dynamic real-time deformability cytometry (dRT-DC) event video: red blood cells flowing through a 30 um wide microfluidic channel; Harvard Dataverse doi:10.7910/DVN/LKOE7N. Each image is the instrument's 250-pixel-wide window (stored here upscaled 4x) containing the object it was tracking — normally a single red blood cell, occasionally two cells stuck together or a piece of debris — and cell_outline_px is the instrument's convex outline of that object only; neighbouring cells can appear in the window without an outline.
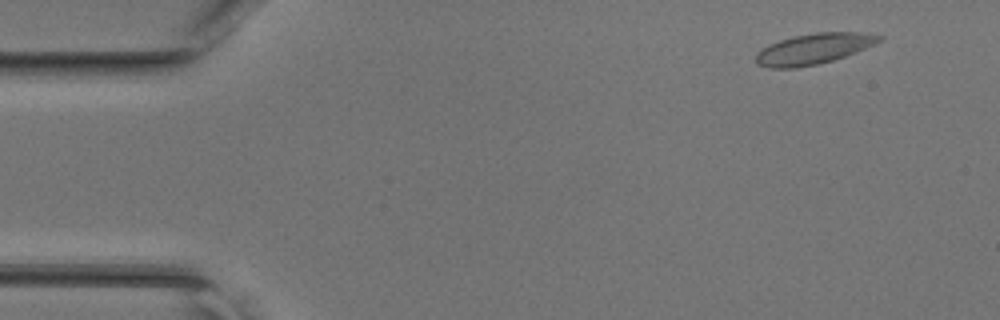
{"species": "common noctule bat (a hibernating species)", "species_latin": "Nyctalus noctula", "temperature_condition": "room temperature", "stored_images_in_passage": 46, "camera_frame_rate_fps": 3000, "um_per_image_px": 0.085, "animal": {"sex": "female", "body_mass_g": 17.0, "forearm_length_mm": 48.0}, "frame": {"image": 1, "passage_image": 4, "time_ms": 1.0, "image_size_px": [1000, 320], "cell_outline_px": [[884, 40], [876, 44], [856, 52], [832, 60], [816, 64], [796, 68], [768, 68], [756, 64], [756, 52], [780, 40], [792, 36], [816, 32], [860, 32], [884, 36]], "centroid_in_image_um": [69.19, 4.14], "position_along_channel_um": 15.8, "area_um2": 22.02}}
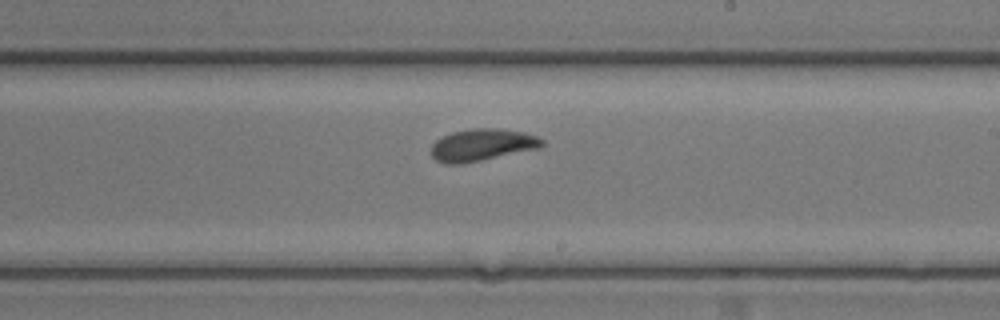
{"frame": {"image": 2, "passage_image": 27, "time_ms": 8.667, "image_size_px": [1000, 320], "cell_outline_px": [[544, 144], [540, 148], [460, 164], [444, 164], [436, 160], [432, 156], [432, 144], [436, 140], [452, 132], [472, 128], [496, 128], [524, 132], [536, 136], [544, 140]], "centroid_in_image_um": [40.98, 12.31], "position_along_channel_um": 248.0, "area_um2": 20.58}}
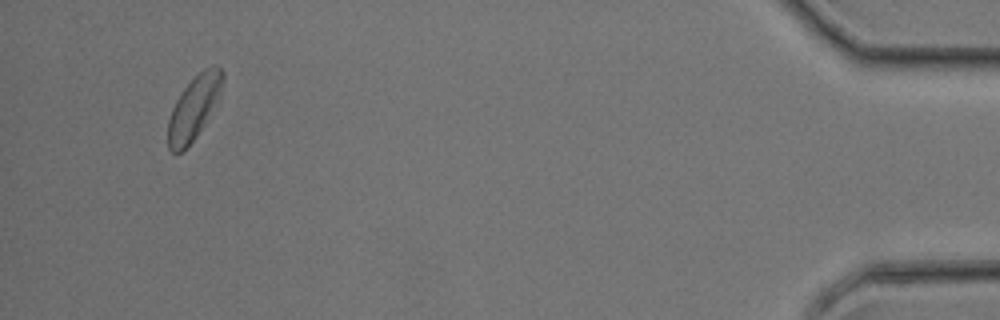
{"frame": {"image": 3, "passage_image": 44, "time_ms": 14.333, "image_size_px": [1000, 320], "cell_outline_px": [[224, 80], [196, 136], [176, 156], [168, 148], [168, 120], [172, 108], [176, 100], [184, 88], [204, 68], [212, 64], [216, 64], [224, 72]], "centroid_in_image_um": [16.42, 9.13], "position_along_channel_um": 418.8, "area_um2": 19.13}}